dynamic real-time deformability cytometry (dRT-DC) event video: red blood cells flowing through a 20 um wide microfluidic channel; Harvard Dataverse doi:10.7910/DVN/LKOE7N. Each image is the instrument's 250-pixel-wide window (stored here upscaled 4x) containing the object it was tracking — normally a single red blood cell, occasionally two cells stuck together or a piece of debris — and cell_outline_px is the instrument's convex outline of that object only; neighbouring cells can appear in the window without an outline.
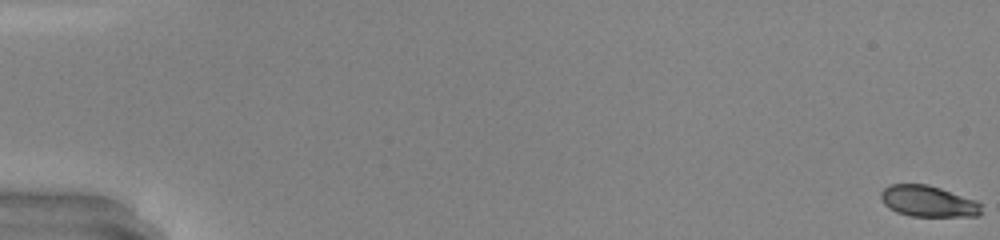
{"species": "common noctule bat (a hibernating species)", "species_latin": "Nyctalus noctula", "temperature_condition": "warm", "stored_images_in_passage": 51, "camera_frame_rate_fps": 3000, "um_per_image_px": 0.085, "animal": {"sex": "male", "body_mass_g": 20.0, "forearm_length_mm": 53.3}, "frame": {"image": 1, "passage_image": 1, "time_ms": 0.0, "image_size_px": [1000, 240], "cell_outline_px": [[980, 216], [908, 216], [896, 212], [884, 204], [880, 196], [880, 192], [888, 184], [928, 184], [976, 200], [980, 204]], "centroid_in_image_um": [78.86, 17.1], "position_along_channel_um": 6.1, "area_um2": 18.26}}
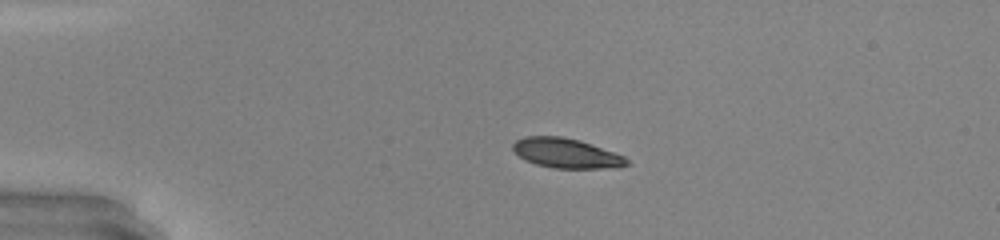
{"frame": {"image": 2, "passage_image": 13, "time_ms": 4.0, "image_size_px": [1000, 240], "cell_outline_px": [[632, 164], [620, 168], [552, 168], [536, 164], [524, 160], [512, 148], [512, 144], [516, 140], [524, 136], [560, 136], [580, 140], [624, 156]], "centroid_in_image_um": [48.15, 13.03], "position_along_channel_um": 36.8, "area_um2": 19.83}, "authors_computed_cell_mechanics": {"area_um2": 20.7502, "velocity_mm_per_s": 4.2368, "shape_relaxation_time_tau1_ms": 3.3459, "shape_relaxation_time_tau2_ms": 1.0095, "deformation_change_tau1": 0.1703, "deformation_change_tau2": 0.0293}}